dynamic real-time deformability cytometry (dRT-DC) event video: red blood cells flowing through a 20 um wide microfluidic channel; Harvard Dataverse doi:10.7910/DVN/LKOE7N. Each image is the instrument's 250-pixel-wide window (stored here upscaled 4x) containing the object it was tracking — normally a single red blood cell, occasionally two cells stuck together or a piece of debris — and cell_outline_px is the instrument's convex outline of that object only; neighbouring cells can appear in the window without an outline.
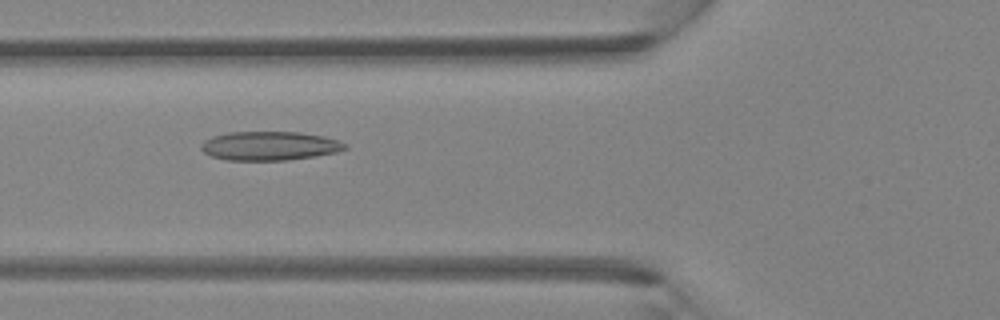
{"species": "Egyptian fruit bat (a non-hibernating species)", "species_latin": "Rousettus aegyptiacus", "temperature_condition": "room temperature", "stored_images_in_passage": 3, "camera_frame_rate_fps": 3000, "um_per_image_px": 0.085, "animal": {"sex": "female"}, "frame": {"image": 1, "passage_image": 2, "time_ms": 0.333, "image_size_px": [1000, 320], "cell_outline_px": [[348, 148], [336, 152], [316, 156], [284, 160], [228, 160], [212, 156], [204, 152], [200, 148], [200, 144], [204, 140], [212, 136], [228, 132], [300, 132], [324, 136], [348, 144]], "centroid_in_image_um": [22.91, 12.39], "position_along_channel_um": 102.9, "area_um2": 24.28}}
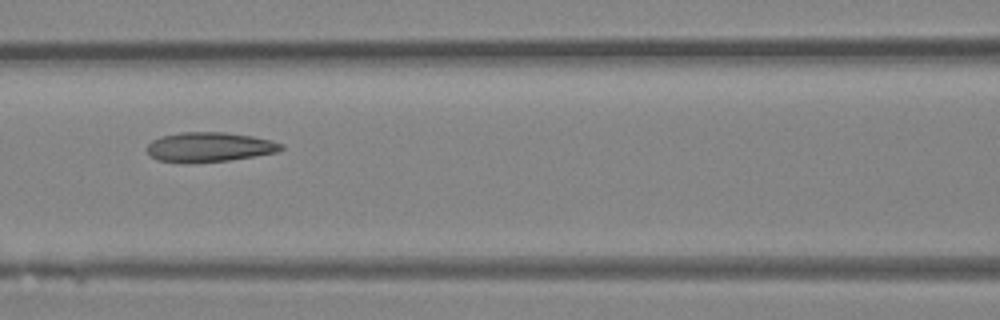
{"frame": {"image": 2, "passage_image": 3, "time_ms": 0.667, "image_size_px": [1000, 320], "cell_outline_px": [[284, 148], [276, 152], [228, 160], [192, 164], [156, 160], [148, 152], [148, 144], [152, 140], [160, 136], [180, 132], [224, 132], [252, 136], [272, 140], [284, 144]], "centroid_in_image_um": [17.78, 12.5], "position_along_channel_um": 148.8, "area_um2": 23.29}}